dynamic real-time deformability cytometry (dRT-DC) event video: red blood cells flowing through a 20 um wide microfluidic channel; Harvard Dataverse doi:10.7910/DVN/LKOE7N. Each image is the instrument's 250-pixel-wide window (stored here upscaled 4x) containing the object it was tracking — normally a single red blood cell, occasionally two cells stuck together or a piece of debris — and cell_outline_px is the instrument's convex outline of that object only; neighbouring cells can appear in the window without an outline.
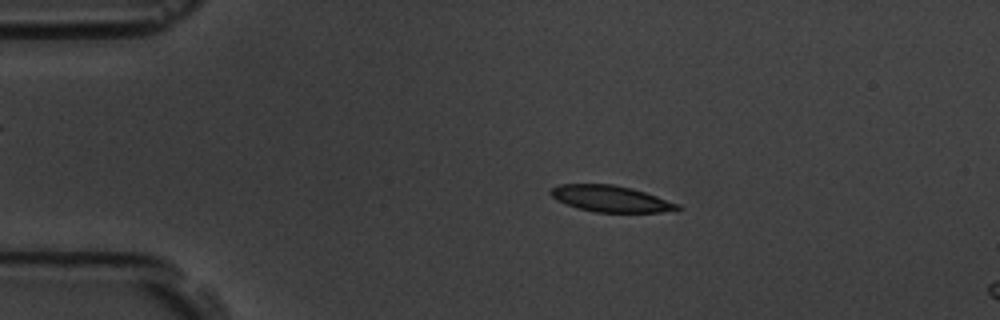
{"species": "common noctule bat (a hibernating species)", "species_latin": "Nyctalus noctula", "temperature_condition": "room temperature", "stored_images_in_passage": 4, "camera_frame_rate_fps": 3000, "um_per_image_px": 0.085, "animal": {"sex": "male", "body_mass_g": 19.5, "forearm_length_mm": 54.6}, "frame": {"image": 1, "passage_image": 3, "time_ms": 2.0, "image_size_px": [1000, 320], "cell_outline_px": [[684, 208], [676, 212], [596, 212], [580, 208], [556, 200], [548, 192], [552, 188], [560, 184], [612, 184], [632, 188], [680, 204]], "centroid_in_image_um": [51.98, 16.9], "position_along_channel_um": 33.0, "area_um2": 19.48}}